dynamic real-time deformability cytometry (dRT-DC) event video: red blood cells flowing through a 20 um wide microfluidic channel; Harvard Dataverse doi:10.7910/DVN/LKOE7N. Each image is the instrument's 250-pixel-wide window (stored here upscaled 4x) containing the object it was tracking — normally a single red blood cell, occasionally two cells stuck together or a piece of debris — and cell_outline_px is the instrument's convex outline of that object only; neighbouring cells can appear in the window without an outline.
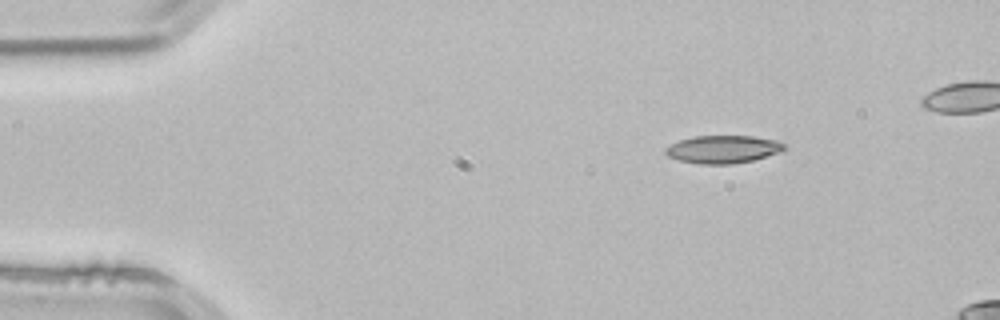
{"species": "common noctule bat (a hibernating species)", "species_latin": "Nyctalus noctula", "temperature_condition": "room temperature", "stored_images_in_passage": 5, "camera_frame_rate_fps": 3000, "um_per_image_px": 0.085, "animal": {"sex": "male", "body_mass_g": 21.5, "forearm_length_mm": 52.0}, "frame": {"image": 1, "passage_image": 1, "time_ms": 0.0, "image_size_px": [1000, 320], "cell_outline_px": [[788, 148], [784, 152], [752, 160], [732, 164], [696, 164], [680, 160], [668, 156], [664, 152], [664, 148], [680, 140], [692, 136], [752, 136], [776, 140], [788, 144]], "centroid_in_image_um": [61.52, 12.69], "position_along_channel_um": 23.5, "area_um2": 19.54}}